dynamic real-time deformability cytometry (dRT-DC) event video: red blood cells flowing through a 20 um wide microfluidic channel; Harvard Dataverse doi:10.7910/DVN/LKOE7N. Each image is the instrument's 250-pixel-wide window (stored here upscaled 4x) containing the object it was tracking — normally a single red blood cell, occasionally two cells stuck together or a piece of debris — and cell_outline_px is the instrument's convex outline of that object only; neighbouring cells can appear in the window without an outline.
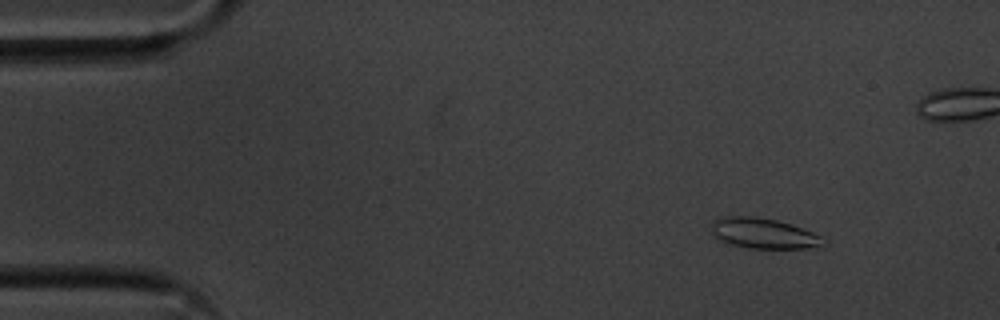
{"species": "common noctule bat (a hibernating species)", "species_latin": "Nyctalus noctula", "temperature_condition": "cold", "stored_images_in_passage": 57, "camera_frame_rate_fps": 3000, "um_per_image_px": 0.085, "animal": {"sex": "male", "body_mass_g": 20.1, "forearm_length_mm": 53.5}, "frame": {"image": 1, "passage_image": 7, "time_ms": 2.0, "image_size_px": [1000, 320], "cell_outline_px": [[828, 240], [824, 244], [808, 248], [748, 248], [716, 240], [712, 236], [712, 220], [720, 216], [756, 216], [776, 220], [792, 224], [812, 232]], "centroid_in_image_um": [64.85, 19.82], "position_along_channel_um": 20.2, "area_um2": 20.06}}
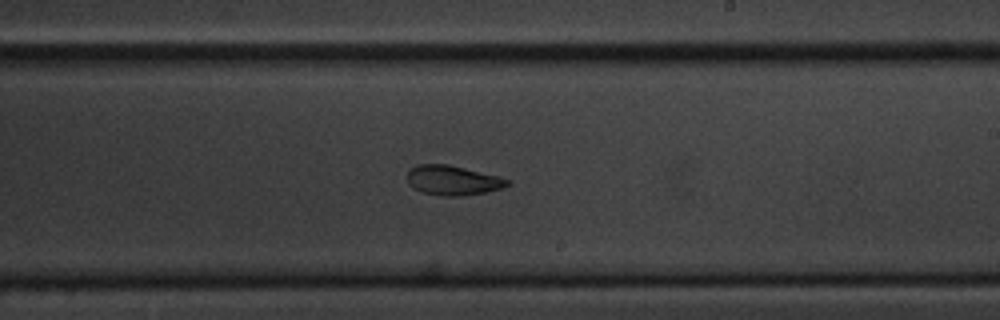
{"frame": {"image": 2, "passage_image": 33, "time_ms": 10.667, "image_size_px": [1000, 320], "cell_outline_px": [[512, 184], [488, 192], [460, 196], [440, 196], [420, 192], [412, 188], [408, 184], [408, 172], [416, 164], [448, 164], [496, 176], [508, 180]], "centroid_in_image_um": [38.44, 15.34], "position_along_channel_um": 250.6, "area_um2": 17.28}}
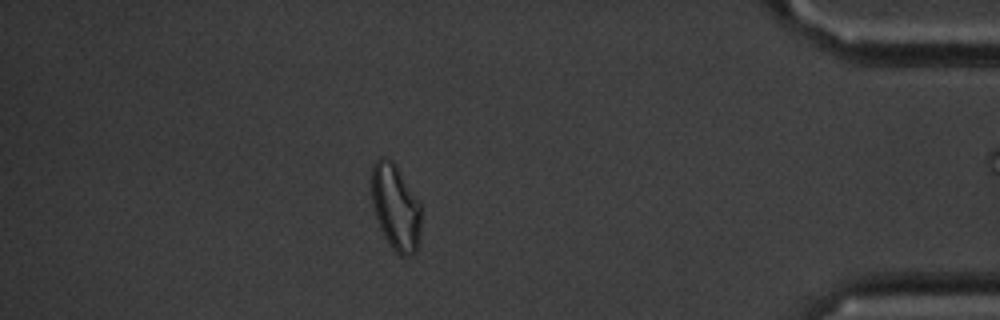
{"frame": {"image": 3, "passage_image": 49, "time_ms": 16.0, "image_size_px": [1000, 320], "cell_outline_px": [[420, 240], [416, 252], [412, 256], [400, 256], [392, 248], [384, 236], [380, 228], [372, 204], [372, 164], [380, 156], [384, 156], [392, 160], [396, 164], [420, 204]], "centroid_in_image_um": [33.63, 17.62], "position_along_channel_um": 401.6, "area_um2": 24.91}, "authors_computed_cell_mechanics": {"area_um2": 18.9584, "velocity_mm_per_s": 3.5999, "shape_relaxation_time_tau1_ms": 5.4271, "shape_relaxation_time_tau2_ms": 2.6179, "deformation_change_tau1": 0.1153, "deformation_change_tau2": 0.0711}}